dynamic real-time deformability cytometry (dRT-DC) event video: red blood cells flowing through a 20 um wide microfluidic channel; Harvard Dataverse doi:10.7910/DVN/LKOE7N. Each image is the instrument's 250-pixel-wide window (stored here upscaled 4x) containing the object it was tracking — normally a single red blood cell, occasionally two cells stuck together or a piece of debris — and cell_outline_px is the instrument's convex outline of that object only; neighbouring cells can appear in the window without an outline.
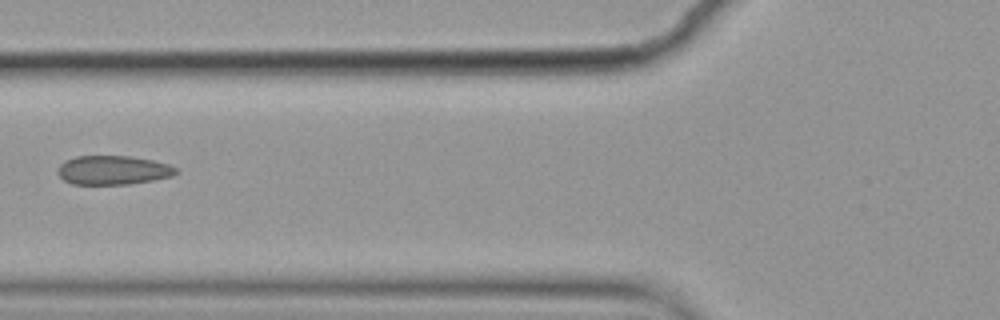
{"species": "common noctule bat (a hibernating species)", "species_latin": "Nyctalus noctula", "temperature_condition": "cold", "stored_images_in_passage": 6, "camera_frame_rate_fps": 3000, "um_per_image_px": 0.085, "animal": {"sex": "female", "body_mass_g": 19.9}, "frame": {"image": 1, "passage_image": 2, "time_ms": 0.333, "image_size_px": [1000, 320], "cell_outline_px": [[176, 172], [172, 176], [152, 180], [128, 184], [72, 184], [64, 180], [56, 172], [56, 168], [64, 160], [76, 156], [132, 156], [152, 160], [168, 164], [176, 168]], "centroid_in_image_um": [9.55, 14.45], "position_along_channel_um": 116.3, "area_um2": 20.0}}
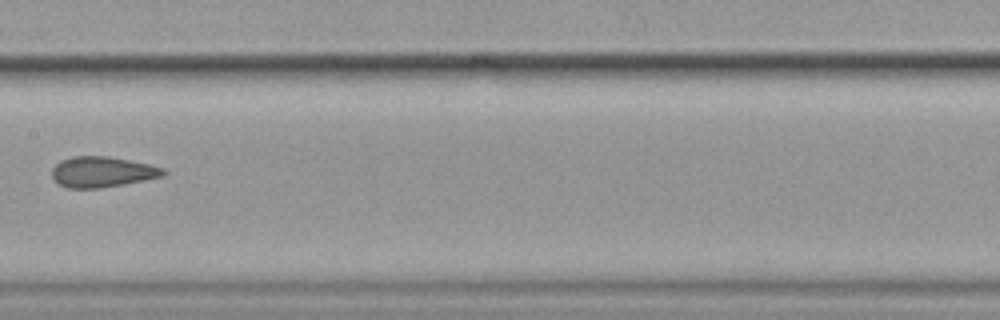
{"frame": {"image": 2, "passage_image": 4, "time_ms": 1.0, "image_size_px": [1000, 320], "cell_outline_px": [[168, 172], [164, 176], [124, 184], [100, 188], [68, 188], [52, 180], [52, 168], [60, 160], [72, 156], [108, 156], [148, 164], [164, 168]], "centroid_in_image_um": [8.67, 14.61], "position_along_channel_um": 198.7, "area_um2": 19.94}}
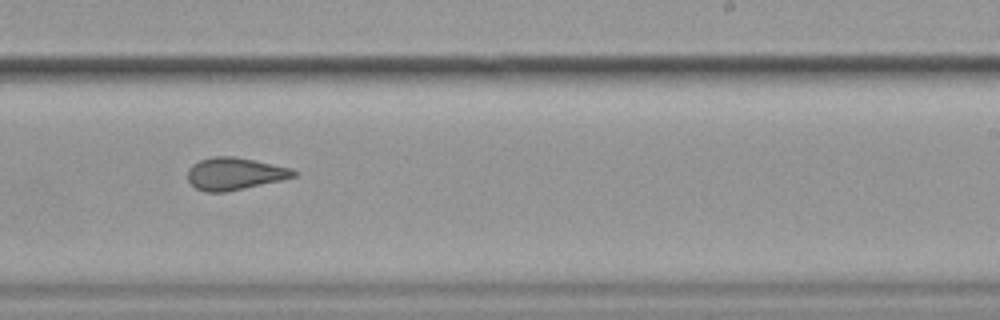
{"frame": {"image": 3, "passage_image": 6, "time_ms": 1.667, "image_size_px": [1000, 320], "cell_outline_px": [[296, 176], [280, 180], [228, 192], [204, 192], [196, 188], [188, 180], [188, 168], [192, 164], [200, 160], [212, 156], [232, 156], [292, 168], [296, 172]], "centroid_in_image_um": [19.91, 14.77], "position_along_channel_um": 269.1, "area_um2": 19.83}}